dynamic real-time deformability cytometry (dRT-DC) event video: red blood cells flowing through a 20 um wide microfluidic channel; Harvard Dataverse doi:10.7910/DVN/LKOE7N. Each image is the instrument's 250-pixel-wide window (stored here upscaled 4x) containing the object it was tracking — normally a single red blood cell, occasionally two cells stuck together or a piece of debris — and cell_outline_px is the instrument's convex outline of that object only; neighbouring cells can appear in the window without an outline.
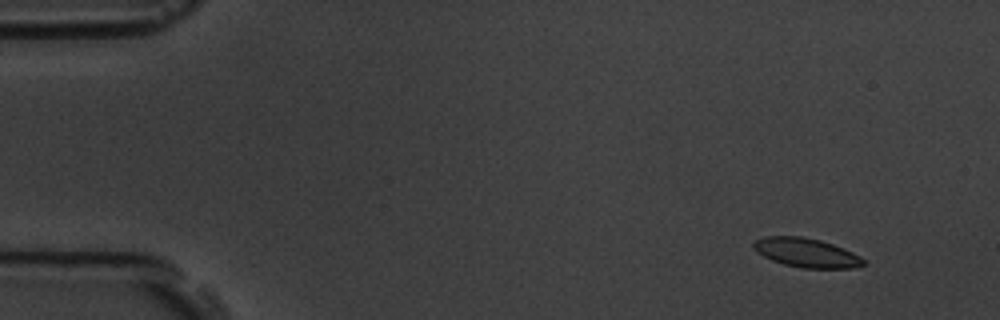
{"species": "common noctule bat (a hibernating species)", "species_latin": "Nyctalus noctula", "temperature_condition": "room temperature", "stored_images_in_passage": 5, "camera_frame_rate_fps": 3000, "um_per_image_px": 0.085, "animal": {"sex": "male", "body_mass_g": 19.5, "forearm_length_mm": 54.6}, "frame": {"image": 1, "passage_image": 2, "time_ms": 1.333, "image_size_px": [1000, 320], "cell_outline_px": [[864, 264], [852, 268], [800, 268], [784, 264], [772, 260], [756, 252], [752, 248], [752, 240], [764, 236], [800, 236], [820, 240], [844, 248], [860, 256], [864, 260]], "centroid_in_image_um": [68.48, 21.47], "position_along_channel_um": 16.5, "area_um2": 18.73}}